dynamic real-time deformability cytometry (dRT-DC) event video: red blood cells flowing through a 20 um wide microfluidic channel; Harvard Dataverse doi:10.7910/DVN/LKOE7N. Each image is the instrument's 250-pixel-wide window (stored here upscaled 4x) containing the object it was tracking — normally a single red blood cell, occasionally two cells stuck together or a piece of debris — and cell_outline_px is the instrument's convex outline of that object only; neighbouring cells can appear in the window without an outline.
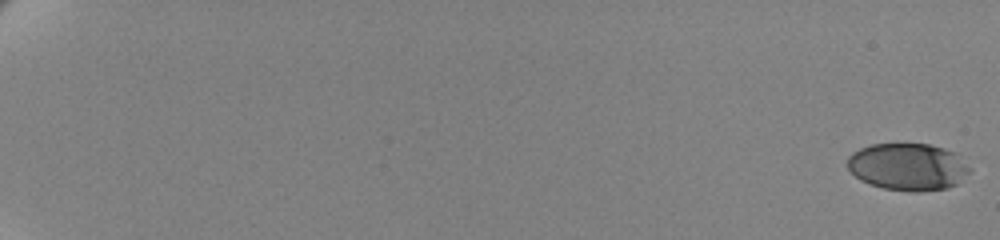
{"species": "human", "species_latin": "Homo sapiens", "temperature_condition": "cold", "stored_images_in_passage": 63, "camera_frame_rate_fps": 3000, "um_per_image_px": 0.085, "donor": {"sex": "female"}, "frame": {"image": 1, "passage_image": 1, "time_ms": 0.0, "image_size_px": [1000, 240], "cell_outline_px": [[972, 168], [956, 184], [948, 188], [916, 192], [912, 192], [884, 188], [868, 184], [860, 180], [844, 164], [848, 156], [852, 152], [860, 148], [872, 144], [928, 144], [944, 148], [956, 152]], "centroid_in_image_um": [77.15, 14.17], "position_along_channel_um": 7.9, "area_um2": 33.87}}
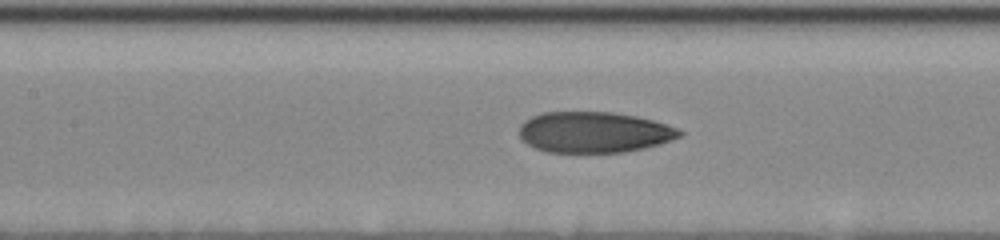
{"frame": {"image": 2, "passage_image": 34, "time_ms": 11.0, "image_size_px": [1000, 240], "cell_outline_px": [[684, 136], [660, 144], [644, 148], [624, 152], [548, 152], [536, 148], [528, 144], [520, 136], [520, 124], [524, 120], [532, 116], [544, 112], [612, 112], [636, 116], [652, 120], [676, 128], [684, 132]], "centroid_in_image_um": [50.51, 11.24], "position_along_channel_um": 156.9, "area_um2": 38.15}}
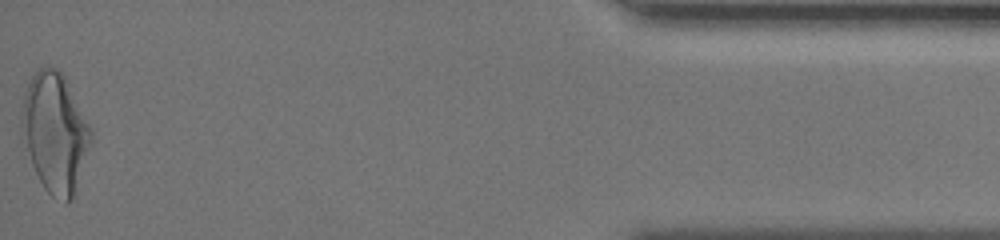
{"frame": {"image": 3, "passage_image": 63, "time_ms": 20.667, "image_size_px": [1000, 240], "cell_outline_px": [[92, 140], [72, 196], [68, 204], [52, 196], [44, 188], [32, 164], [20, 132], [20, 120], [24, 92], [36, 68], [56, 68], [64, 76], [92, 132]], "centroid_in_image_um": [4.63, 11.25], "position_along_channel_um": 430.6, "area_um2": 47.34}, "authors_computed_cell_mechanics": {"area_um2": 37.859, "velocity_mm_per_s": 3.4705, "shape_relaxation_time_tau1_ms": 5.4506, "shape_relaxation_time_tau2_ms": 1.5255, "deformation_change_tau1": 0.1734, "deformation_change_tau2": 0.0789}}